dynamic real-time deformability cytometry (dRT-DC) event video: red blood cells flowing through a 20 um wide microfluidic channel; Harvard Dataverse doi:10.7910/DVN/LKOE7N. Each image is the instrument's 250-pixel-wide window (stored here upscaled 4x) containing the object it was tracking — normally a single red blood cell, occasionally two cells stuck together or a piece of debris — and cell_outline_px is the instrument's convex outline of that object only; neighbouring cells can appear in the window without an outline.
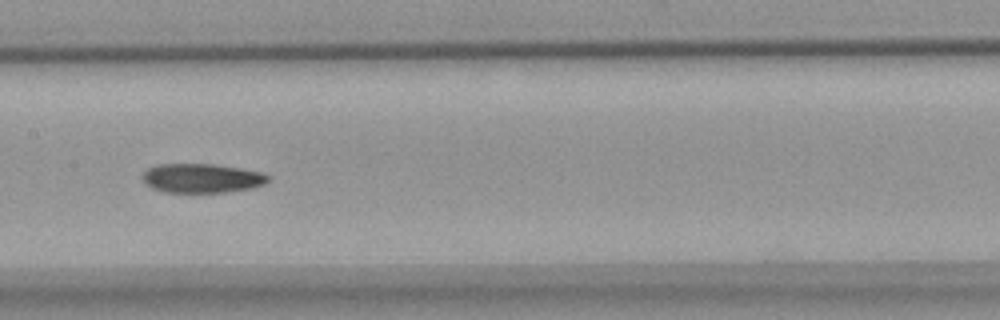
{"species": "common noctule bat (a hibernating species)", "species_latin": "Nyctalus noctula", "temperature_condition": "warm", "stored_images_in_passage": 9, "camera_frame_rate_fps": 3000, "um_per_image_px": 0.085, "animal": {"sex": "female", "body_mass_g": 18.4}, "frame": {"image": 1, "passage_image": 6, "time_ms": 6.667, "image_size_px": [1000, 320], "cell_outline_px": [[272, 176], [264, 184], [252, 188], [224, 192], [164, 192], [152, 188], [140, 176], [148, 168], [156, 164], [212, 164], [240, 168], [264, 172]], "centroid_in_image_um": [17.18, 15.14], "position_along_channel_um": 190.2, "area_um2": 21.44}}
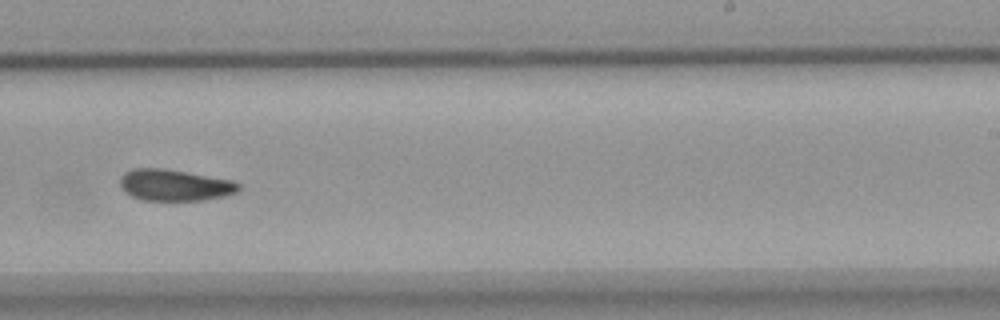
{"frame": {"image": 2, "passage_image": 8, "time_ms": 9.0, "image_size_px": [1000, 320], "cell_outline_px": [[240, 188], [236, 192], [224, 196], [204, 200], [140, 200], [124, 192], [120, 184], [120, 176], [124, 172], [132, 168], [164, 168], [188, 172], [232, 180], [240, 184]], "centroid_in_image_um": [14.81, 15.73], "position_along_channel_um": 274.2, "area_um2": 21.85}}
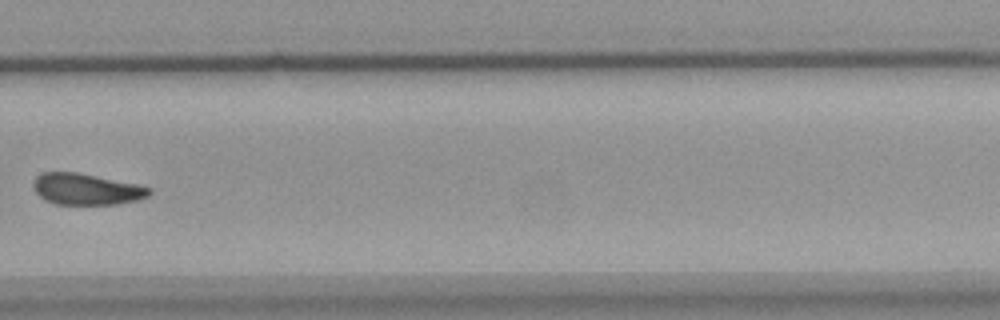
{"frame": {"image": 3, "passage_image": 9, "time_ms": 10.333, "image_size_px": [1000, 320], "cell_outline_px": [[152, 192], [148, 196], [136, 200], [116, 204], [56, 204], [40, 196], [36, 192], [32, 184], [36, 176], [44, 172], [76, 172], [136, 184], [152, 188]], "centroid_in_image_um": [7.34, 16.07], "position_along_channel_um": 322.5, "area_um2": 20.87}}